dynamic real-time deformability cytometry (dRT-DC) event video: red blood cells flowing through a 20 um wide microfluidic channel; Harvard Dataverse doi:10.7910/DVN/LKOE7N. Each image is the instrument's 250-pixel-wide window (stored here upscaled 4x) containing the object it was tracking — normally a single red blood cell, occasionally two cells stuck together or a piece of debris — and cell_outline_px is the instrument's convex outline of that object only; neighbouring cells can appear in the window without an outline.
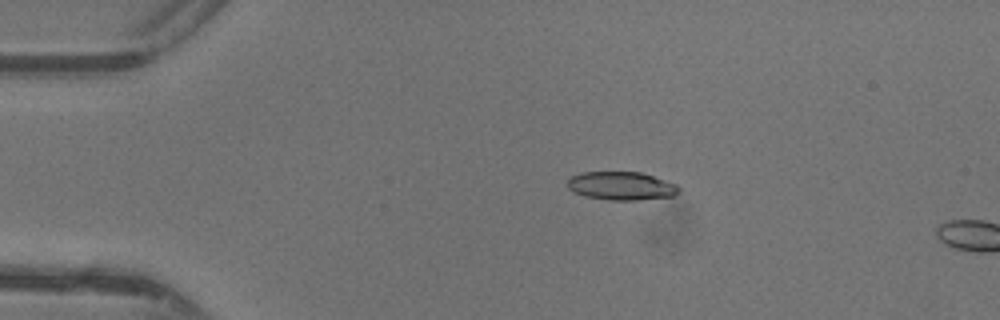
{"species": "common noctule bat (a hibernating species)", "species_latin": "Nyctalus noctula", "temperature_condition": "warm", "stored_images_in_passage": 13, "camera_frame_rate_fps": 3000, "um_per_image_px": 0.085, "animal": {"sex": "female"}, "frame": {"image": 1, "passage_image": 10, "time_ms": 3.0, "image_size_px": [1000, 320], "cell_outline_px": [[680, 188], [672, 196], [640, 200], [608, 200], [584, 196], [568, 188], [568, 180], [572, 176], [580, 172], [640, 172], [676, 184]], "centroid_in_image_um": [52.79, 15.8], "position_along_channel_um": 32.2, "area_um2": 18.21}}